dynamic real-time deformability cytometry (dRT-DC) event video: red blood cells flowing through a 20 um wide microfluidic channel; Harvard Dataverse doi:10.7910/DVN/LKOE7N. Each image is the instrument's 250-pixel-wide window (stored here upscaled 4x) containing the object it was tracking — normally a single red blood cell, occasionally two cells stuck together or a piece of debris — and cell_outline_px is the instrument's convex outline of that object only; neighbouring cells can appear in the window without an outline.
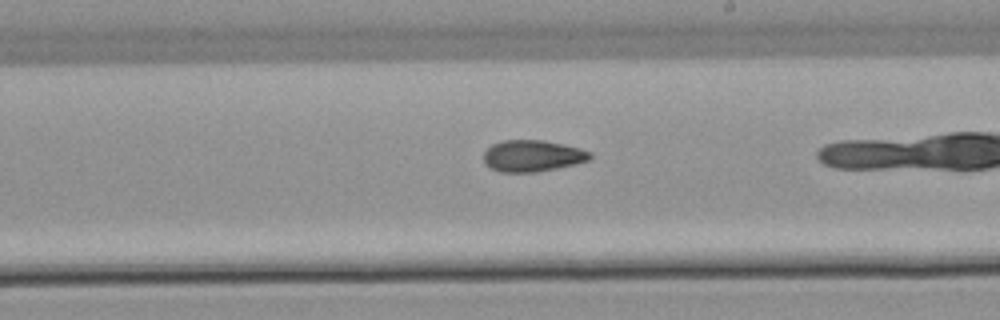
{"species": "common noctule bat (a hibernating species)", "species_latin": "Nyctalus noctula", "temperature_condition": "warm", "stored_images_in_passage": 37, "camera_frame_rate_fps": 3000, "um_per_image_px": 0.085, "animal": {"sex": "male", "body_mass_g": 21.5, "forearm_length_mm": 52.0}, "frame": {"image": 1, "passage_image": 26, "time_ms": 8.333, "image_size_px": [1000, 320], "cell_outline_px": [[592, 156], [588, 160], [576, 164], [536, 172], [500, 172], [484, 164], [484, 152], [492, 144], [504, 140], [544, 140], [564, 144], [580, 148], [592, 152]], "centroid_in_image_um": [45.27, 13.24], "position_along_channel_um": 243.7, "area_um2": 19.59}}
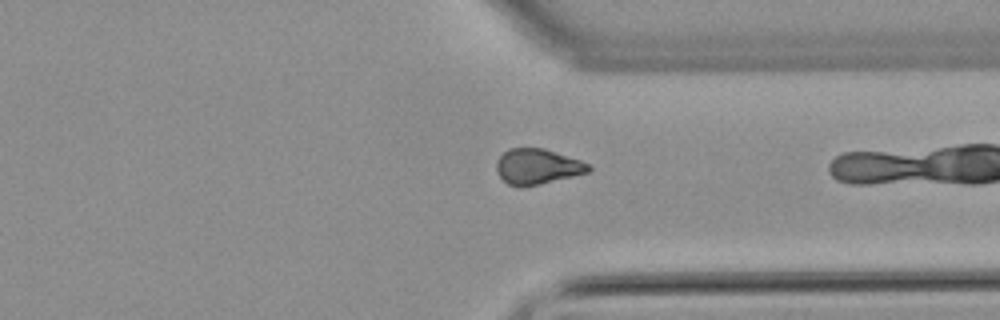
{"frame": {"image": 2, "passage_image": 36, "time_ms": 11.667, "image_size_px": [1000, 320], "cell_outline_px": [[592, 168], [588, 172], [540, 184], [508, 184], [496, 172], [496, 160], [508, 148], [544, 148], [580, 160], [588, 164]], "centroid_in_image_um": [45.67, 14.12], "position_along_channel_um": 365.7, "area_um2": 18.55}}